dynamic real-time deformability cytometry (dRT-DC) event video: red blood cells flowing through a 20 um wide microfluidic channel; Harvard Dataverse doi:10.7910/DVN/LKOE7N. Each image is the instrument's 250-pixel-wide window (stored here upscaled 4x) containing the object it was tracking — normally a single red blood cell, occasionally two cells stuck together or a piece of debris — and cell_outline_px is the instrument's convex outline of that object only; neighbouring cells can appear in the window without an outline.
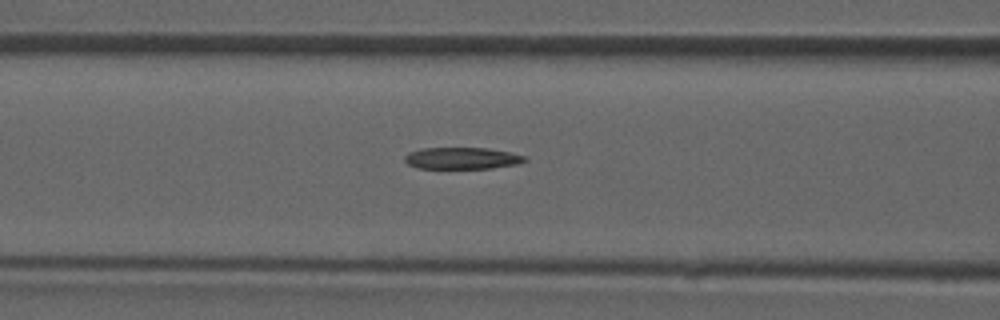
{"species": "common noctule bat (a hibernating species)", "species_latin": "Nyctalus noctula", "temperature_condition": "room temperature", "stored_images_in_passage": 39, "camera_frame_rate_fps": 3000, "um_per_image_px": 0.085, "animal": {"sex": "male", "forearm_length_mm": 52.5}, "frame": {"image": 1, "passage_image": 12, "time_ms": 3.667, "image_size_px": [1000, 320], "cell_outline_px": [[528, 160], [516, 164], [492, 168], [416, 168], [408, 164], [404, 160], [404, 156], [408, 152], [420, 148], [488, 148], [528, 156]], "centroid_in_image_um": [39.26, 13.44], "position_along_channel_um": 127.3, "area_um2": 15.26}}